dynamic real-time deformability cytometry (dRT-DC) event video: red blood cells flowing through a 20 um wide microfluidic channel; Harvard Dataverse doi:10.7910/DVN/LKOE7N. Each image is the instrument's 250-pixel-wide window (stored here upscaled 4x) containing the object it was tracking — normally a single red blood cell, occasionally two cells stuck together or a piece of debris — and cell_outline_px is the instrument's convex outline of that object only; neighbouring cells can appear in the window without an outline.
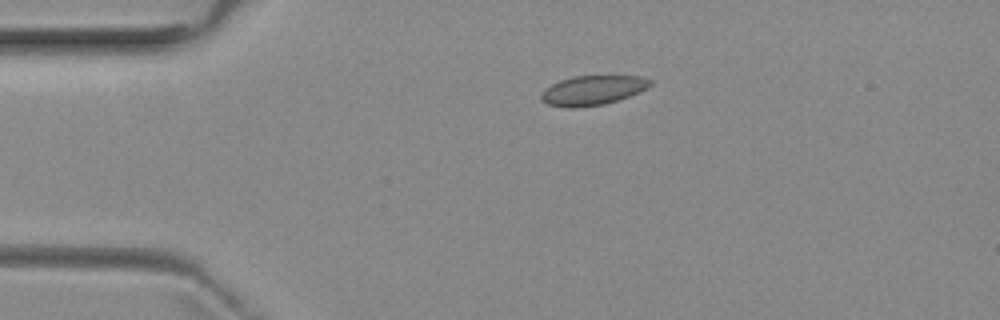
{"species": "common noctule bat (a hibernating species)", "species_latin": "Nyctalus noctula", "temperature_condition": "room temperature", "stored_images_in_passage": 2, "camera_frame_rate_fps": 3000, "um_per_image_px": 0.085, "animal": {"sex": "female", "body_mass_g": 29.2, "forearm_length_mm": 56.3}, "frame": {"image": 1, "passage_image": 2, "time_ms": 1.333, "image_size_px": [1000, 320], "cell_outline_px": [[652, 84], [648, 88], [640, 92], [604, 104], [576, 108], [568, 108], [548, 104], [540, 100], [540, 92], [544, 88], [560, 80], [572, 76], [644, 76], [652, 80]], "centroid_in_image_um": [50.36, 7.67], "position_along_channel_um": 34.6, "area_um2": 18.96}}